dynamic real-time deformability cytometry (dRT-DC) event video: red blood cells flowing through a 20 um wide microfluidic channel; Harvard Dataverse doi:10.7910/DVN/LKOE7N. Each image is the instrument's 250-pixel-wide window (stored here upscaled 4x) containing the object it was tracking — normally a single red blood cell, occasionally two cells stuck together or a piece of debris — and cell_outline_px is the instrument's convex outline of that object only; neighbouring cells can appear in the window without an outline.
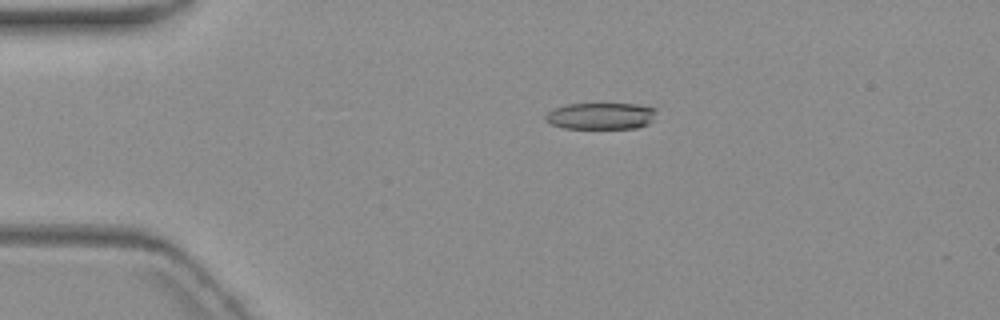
{"species": "common noctule bat (a hibernating species)", "species_latin": "Nyctalus noctula", "temperature_condition": "warm", "stored_images_in_passage": 6, "camera_frame_rate_fps": 3000, "um_per_image_px": 0.085, "animal": {"sex": "female", "body_mass_g": 19.3, "forearm_length_mm": 54.1}, "frame": {"image": 1, "passage_image": 2, "time_ms": 1.333, "image_size_px": [1000, 320], "cell_outline_px": [[656, 108], [652, 120], [648, 124], [636, 128], [564, 128], [552, 124], [544, 120], [544, 116], [548, 112], [564, 104], [636, 104]], "centroid_in_image_um": [51.05, 9.86], "position_along_channel_um": 33.9, "area_um2": 17.11}}
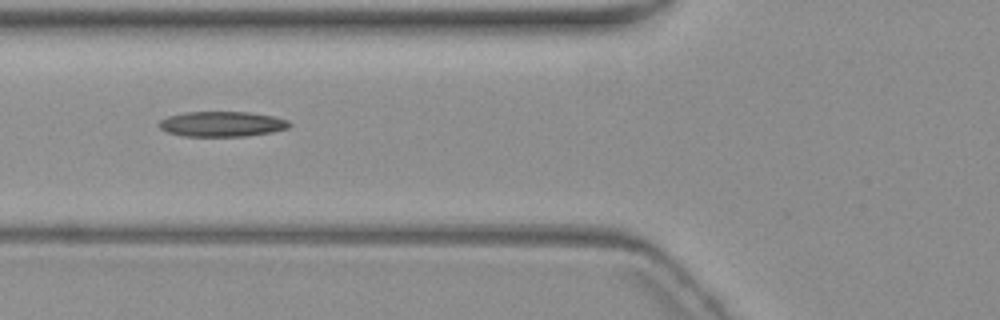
{"frame": {"image": 2, "passage_image": 5, "time_ms": 4.667, "image_size_px": [1000, 320], "cell_outline_px": [[292, 124], [288, 128], [272, 132], [248, 136], [180, 136], [168, 132], [160, 128], [156, 124], [160, 120], [168, 116], [184, 112], [248, 112], [276, 116], [288, 120]], "centroid_in_image_um": [18.87, 10.54], "position_along_channel_um": 106.9, "area_um2": 19.36}}
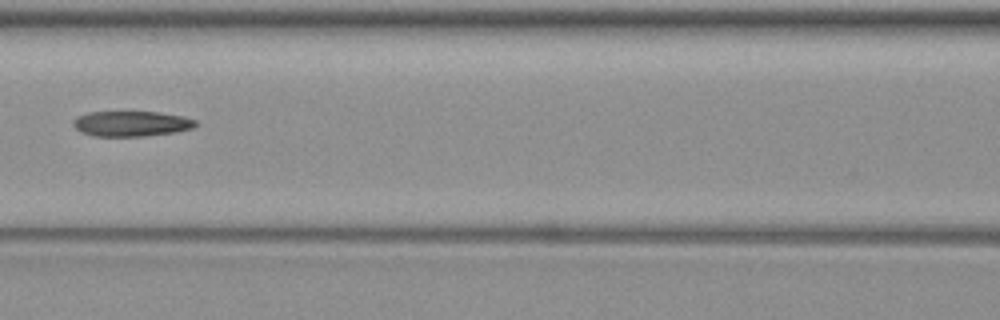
{"frame": {"image": 3, "passage_image": 6, "time_ms": 6.0, "image_size_px": [1000, 320], "cell_outline_px": [[200, 124], [196, 128], [176, 132], [144, 136], [92, 136], [80, 132], [72, 124], [72, 120], [76, 116], [88, 112], [160, 112], [184, 116], [196, 120]], "centroid_in_image_um": [11.2, 10.51], "position_along_channel_um": 155.4, "area_um2": 18.44}}